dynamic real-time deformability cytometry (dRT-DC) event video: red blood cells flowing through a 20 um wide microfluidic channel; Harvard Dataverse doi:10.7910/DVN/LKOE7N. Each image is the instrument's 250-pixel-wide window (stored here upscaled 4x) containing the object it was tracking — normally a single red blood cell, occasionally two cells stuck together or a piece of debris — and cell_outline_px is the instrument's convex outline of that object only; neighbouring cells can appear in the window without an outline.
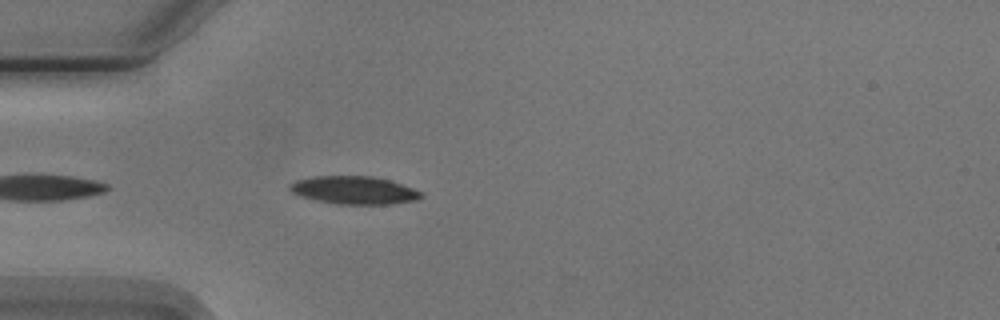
{"species": "Egyptian fruit bat (a non-hibernating species)", "species_latin": "Rousettus aegyptiacus", "temperature_condition": "cold", "stored_images_in_passage": 4, "camera_frame_rate_fps": 3000, "um_per_image_px": 0.085, "animal": {"sex": "male"}, "frame": {"image": 1, "passage_image": 4, "time_ms": 4.333, "image_size_px": [1000, 320], "cell_outline_px": [[424, 196], [416, 200], [392, 204], [336, 204], [316, 200], [292, 192], [288, 188], [288, 184], [296, 180], [312, 176], [372, 176], [388, 180], [424, 192]], "centroid_in_image_um": [30.1, 16.16], "position_along_channel_um": 54.9, "area_um2": 21.33}}